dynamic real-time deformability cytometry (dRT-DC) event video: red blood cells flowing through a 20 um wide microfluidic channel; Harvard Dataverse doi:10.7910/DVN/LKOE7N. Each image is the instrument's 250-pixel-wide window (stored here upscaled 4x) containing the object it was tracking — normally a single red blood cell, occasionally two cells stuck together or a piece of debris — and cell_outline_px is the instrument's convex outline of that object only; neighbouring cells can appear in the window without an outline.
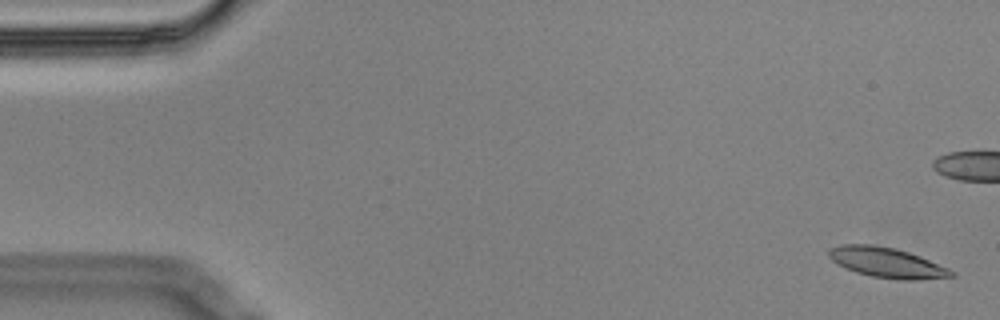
{"species": "Egyptian fruit bat (a non-hibernating species)", "species_latin": "Rousettus aegyptiacus", "temperature_condition": "cold", "stored_images_in_passage": 6, "camera_frame_rate_fps": 3000, "um_per_image_px": 0.085, "animal": {"sex": "male"}, "frame": {"image": 1, "passage_image": 1, "time_ms": 0.0, "image_size_px": [1000, 320], "cell_outline_px": [[956, 276], [916, 280], [896, 280], [872, 276], [856, 272], [832, 260], [828, 256], [828, 248], [844, 244], [872, 244], [896, 248], [920, 256], [948, 268], [956, 272]], "centroid_in_image_um": [75.41, 22.32], "position_along_channel_um": 9.6, "area_um2": 21.5}}